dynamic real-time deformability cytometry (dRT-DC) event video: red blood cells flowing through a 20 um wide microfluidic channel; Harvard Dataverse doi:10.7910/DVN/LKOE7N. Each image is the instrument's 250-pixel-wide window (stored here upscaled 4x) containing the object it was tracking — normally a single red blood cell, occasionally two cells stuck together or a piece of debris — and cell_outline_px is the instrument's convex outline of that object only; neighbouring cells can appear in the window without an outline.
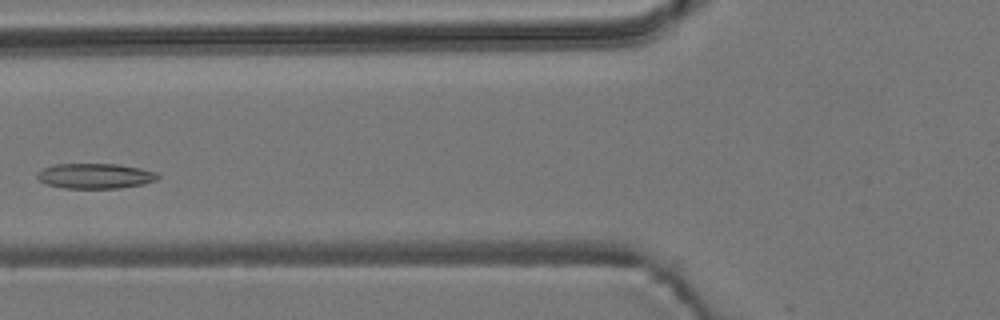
{"species": "common noctule bat (a hibernating species)", "species_latin": "Nyctalus noctula", "temperature_condition": "room temperature", "stored_images_in_passage": 4, "camera_frame_rate_fps": 3000, "um_per_image_px": 0.085, "animal": {"sex": "male", "body_mass_g": 19.2, "forearm_length_mm": 51.8}, "frame": {"image": 1, "passage_image": 4, "time_ms": 4.333, "image_size_px": [1000, 320], "cell_outline_px": [[160, 176], [156, 180], [144, 184], [120, 188], [64, 188], [48, 184], [40, 180], [36, 176], [36, 172], [44, 168], [56, 164], [120, 164], [140, 168], [156, 172]], "centroid_in_image_um": [8.11, 14.95], "position_along_channel_um": 117.7, "area_um2": 17.69}}